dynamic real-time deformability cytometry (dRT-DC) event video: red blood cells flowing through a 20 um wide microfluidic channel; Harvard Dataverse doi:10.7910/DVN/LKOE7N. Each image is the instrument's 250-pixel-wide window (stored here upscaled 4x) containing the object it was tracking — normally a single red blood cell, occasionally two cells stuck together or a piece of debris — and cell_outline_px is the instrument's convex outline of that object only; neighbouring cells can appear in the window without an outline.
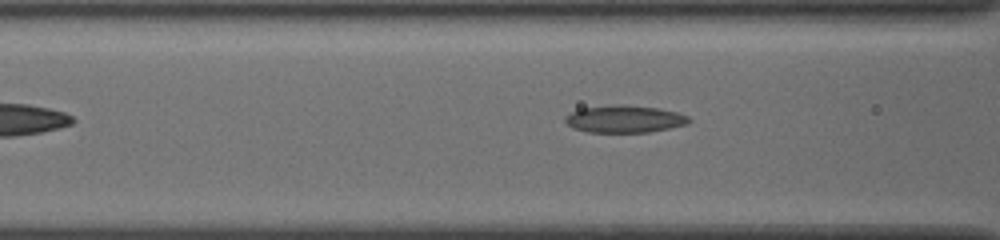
{"species": "common noctule bat (a hibernating species)", "species_latin": "Nyctalus noctula", "temperature_condition": "cold", "stored_images_in_passage": 8, "camera_frame_rate_fps": 3000, "um_per_image_px": 0.085, "animal": {"sex": "female", "body_mass_g": 19.5, "forearm_length_mm": 54.1}, "frame": {"image": 1, "passage_image": 5, "time_ms": 1.333, "image_size_px": [1000, 240], "cell_outline_px": [[692, 120], [688, 124], [648, 132], [588, 132], [572, 128], [564, 120], [572, 112], [580, 108], [656, 108], [676, 112], [688, 116]], "centroid_in_image_um": [53.12, 10.18], "position_along_channel_um": 113.5, "area_um2": 18.38}}